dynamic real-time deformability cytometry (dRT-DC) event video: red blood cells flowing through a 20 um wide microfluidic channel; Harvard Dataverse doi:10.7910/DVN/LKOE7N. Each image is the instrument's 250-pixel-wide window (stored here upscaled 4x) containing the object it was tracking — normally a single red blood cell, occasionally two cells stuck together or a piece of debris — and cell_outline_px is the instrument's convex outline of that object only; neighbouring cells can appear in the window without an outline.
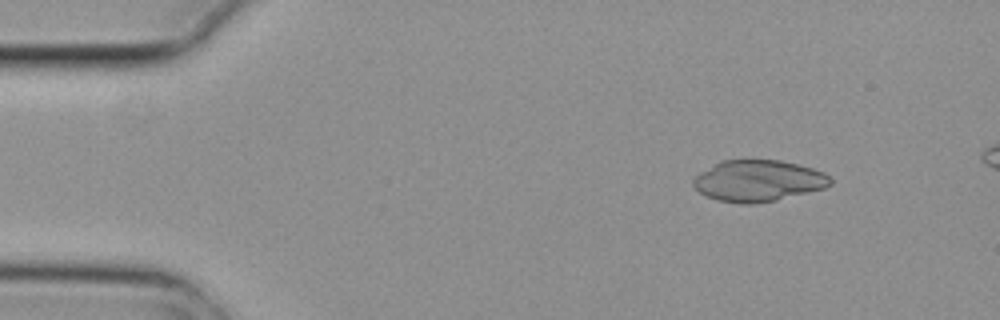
{"species": "common noctule bat (a hibernating species)", "species_latin": "Nyctalus noctula", "temperature_condition": "cold", "stored_images_in_passage": 5, "segment_of_instrument_passage": [1, 2], "camera_frame_rate_fps": 3000, "um_per_image_px": 0.085, "animal": {"sex": "female", "body_mass_g": 29.2, "forearm_length_mm": 56.3}, "frame": {"image": 1, "passage_image": 2, "time_ms": 0.333, "image_size_px": [1000, 320], "cell_outline_px": [[832, 184], [824, 188], [776, 200], [756, 204], [740, 204], [716, 200], [700, 192], [692, 184], [692, 180], [700, 172], [720, 160], [780, 160], [812, 168], [824, 172], [832, 180]], "centroid_in_image_um": [64.43, 15.37], "position_along_channel_um": 20.6, "area_um2": 33.0}}